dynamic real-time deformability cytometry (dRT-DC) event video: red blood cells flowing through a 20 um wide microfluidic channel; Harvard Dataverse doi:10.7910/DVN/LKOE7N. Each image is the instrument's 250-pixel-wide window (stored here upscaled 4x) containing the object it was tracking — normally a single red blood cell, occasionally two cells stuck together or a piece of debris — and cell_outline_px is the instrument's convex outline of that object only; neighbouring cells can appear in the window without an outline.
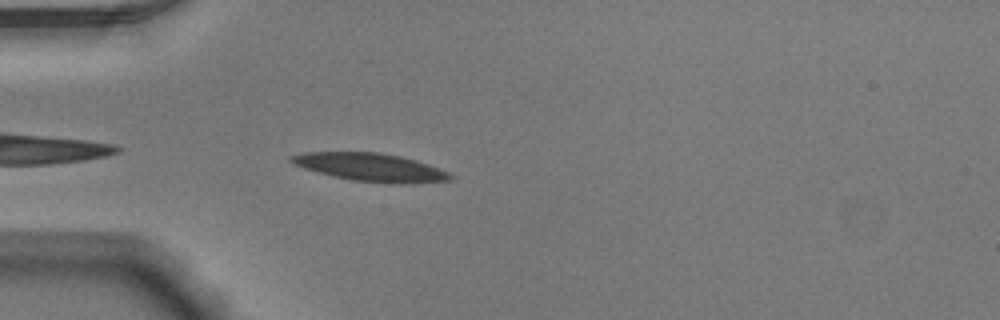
{"species": "Egyptian fruit bat (a non-hibernating species)", "species_latin": "Rousettus aegyptiacus", "temperature_condition": "warm", "stored_images_in_passage": 36, "camera_frame_rate_fps": 3000, "um_per_image_px": 0.085, "animal": {"sex": "male"}, "frame": {"image": 1, "passage_image": 2, "time_ms": 0.333, "image_size_px": [1000, 320], "cell_outline_px": [[456, 176], [452, 180], [412, 184], [388, 184], [352, 180], [332, 176], [304, 168], [288, 160], [288, 156], [304, 152], [380, 152], [400, 156], [416, 160], [440, 168]], "centroid_in_image_um": [31.56, 14.23], "position_along_channel_um": 53.4, "area_um2": 26.36}}
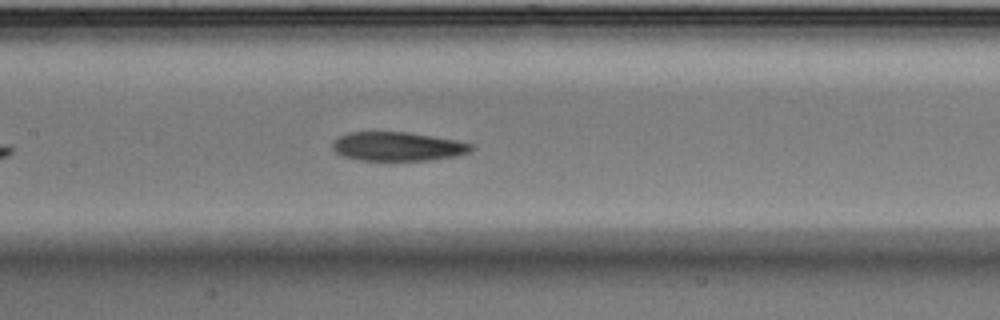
{"frame": {"image": 2, "passage_image": 12, "time_ms": 3.667, "image_size_px": [1000, 320], "cell_outline_px": [[476, 148], [472, 152], [456, 156], [432, 160], [356, 160], [344, 156], [336, 152], [332, 148], [332, 144], [340, 136], [348, 132], [408, 132], [456, 140], [476, 144]], "centroid_in_image_um": [33.88, 12.45], "position_along_channel_um": 173.5, "area_um2": 23.58}}
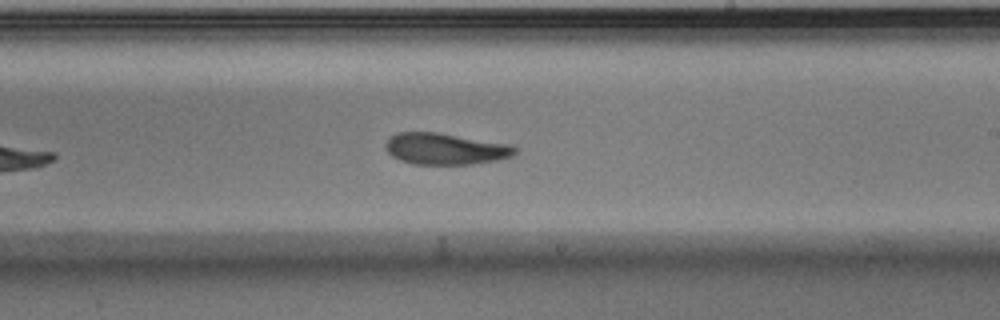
{"frame": {"image": 3, "passage_image": 18, "time_ms": 5.667, "image_size_px": [1000, 320], "cell_outline_px": [[516, 152], [512, 156], [500, 160], [472, 164], [412, 164], [400, 160], [392, 156], [388, 152], [384, 144], [388, 136], [396, 132], [436, 132], [508, 144], [516, 148]], "centroid_in_image_um": [37.8, 12.65], "position_along_channel_um": 251.2, "area_um2": 23.76}}